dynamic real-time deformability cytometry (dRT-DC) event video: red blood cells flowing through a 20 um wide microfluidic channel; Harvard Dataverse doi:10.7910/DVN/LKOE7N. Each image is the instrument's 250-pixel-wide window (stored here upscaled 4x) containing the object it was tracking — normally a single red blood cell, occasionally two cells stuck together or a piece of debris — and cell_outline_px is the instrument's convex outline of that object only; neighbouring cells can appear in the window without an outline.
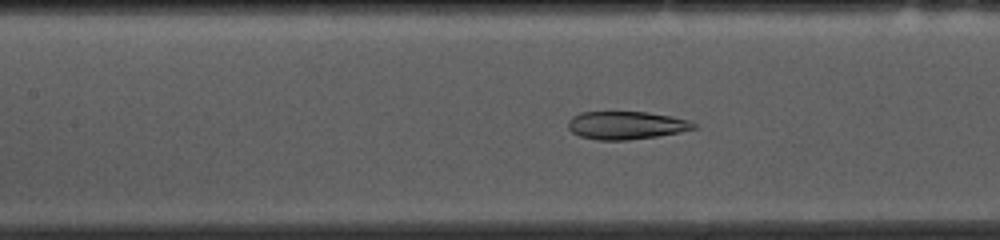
{"species": "common noctule bat (a hibernating species)", "species_latin": "Nyctalus noctula", "temperature_condition": "cold", "stored_images_in_passage": 53, "camera_frame_rate_fps": 3000, "um_per_image_px": 0.085, "animal": {"sex": "female", "body_mass_g": 10.0, "forearm_length_mm": 53.1}, "frame": {"image": 1, "passage_image": 22, "time_ms": 7.0, "image_size_px": [1000, 240], "cell_outline_px": [[696, 128], [680, 132], [656, 136], [628, 140], [596, 140], [580, 136], [572, 132], [568, 128], [568, 120], [572, 116], [580, 112], [648, 112], [672, 116], [692, 120], [696, 124]], "centroid_in_image_um": [53.23, 10.64], "position_along_channel_um": 154.2, "area_um2": 20.63}}
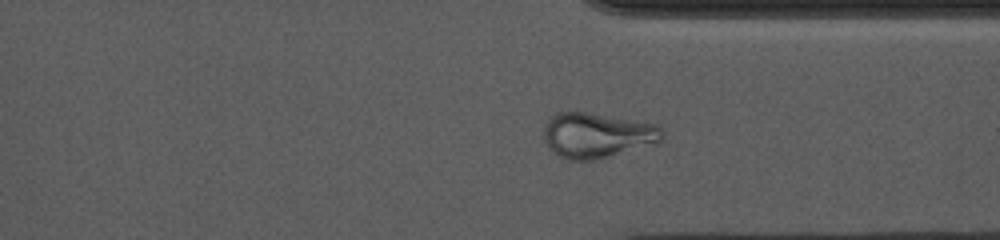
{"frame": {"image": 2, "passage_image": 39, "time_ms": 12.667, "image_size_px": [1000, 240], "cell_outline_px": [[664, 136], [660, 140], [596, 160], [568, 160], [556, 156], [548, 148], [544, 140], [544, 124], [556, 112], [584, 112], [656, 124], [664, 132]], "centroid_in_image_um": [50.65, 11.5], "position_along_channel_um": 360.7, "area_um2": 30.69}}
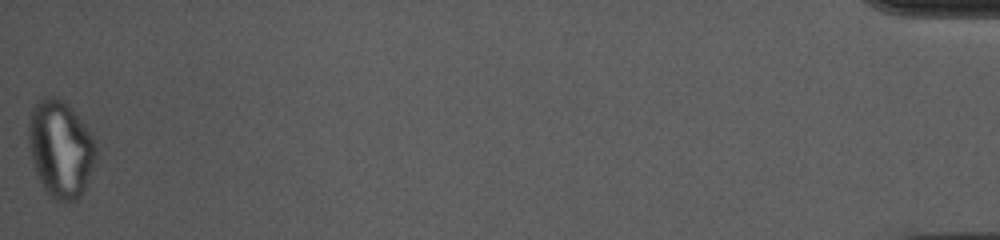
{"frame": {"image": 3, "passage_image": 53, "time_ms": 17.333, "image_size_px": [1000, 240], "cell_outline_px": [[96, 160], [84, 188], [80, 196], [76, 200], [56, 200], [48, 196], [36, 172], [28, 148], [28, 120], [32, 108], [40, 96], [56, 96], [64, 100], [84, 124], [96, 140]], "centroid_in_image_um": [5.12, 12.61], "position_along_channel_um": 430.1, "area_um2": 38.32}, "authors_computed_cell_mechanics": {"area_um2": 26.01, "velocity_mm_per_s": 3.655, "shape_relaxation_time_tau1_ms": null, "shape_relaxation_time_tau2_ms": 2.0066, "deformation_change_tau1": null, "deformation_change_tau2": 0.0986}}